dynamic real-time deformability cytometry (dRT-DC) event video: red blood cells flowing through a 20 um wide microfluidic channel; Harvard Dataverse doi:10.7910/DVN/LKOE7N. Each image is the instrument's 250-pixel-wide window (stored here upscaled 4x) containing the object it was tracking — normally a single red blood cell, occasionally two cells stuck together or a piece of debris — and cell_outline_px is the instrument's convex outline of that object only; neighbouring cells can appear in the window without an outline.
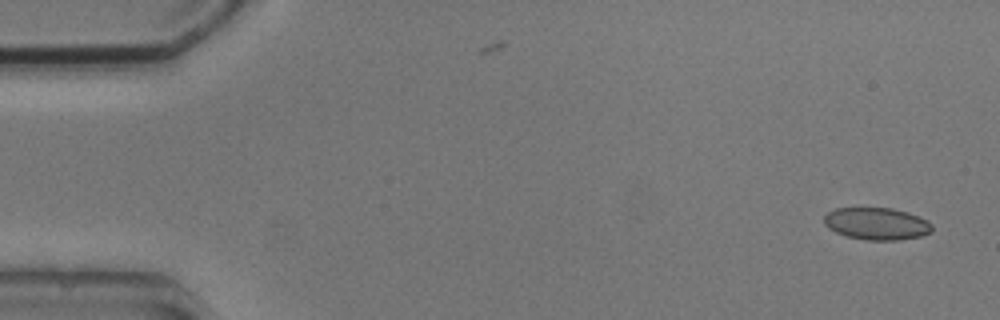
{"species": "common noctule bat (a hibernating species)", "species_latin": "Nyctalus noctula", "temperature_condition": "cold", "stored_images_in_passage": 5, "camera_frame_rate_fps": 3000, "um_per_image_px": 0.085, "animal": {"sex": "male", "body_mass_g": 20.5, "forearm_length_mm": 52.5}, "frame": {"image": 1, "passage_image": 1, "time_ms": 0.0, "image_size_px": [1000, 320], "cell_outline_px": [[932, 232], [924, 236], [900, 240], [868, 240], [848, 236], [836, 232], [828, 228], [824, 224], [824, 216], [828, 212], [836, 208], [892, 208], [908, 212], [920, 216], [928, 220], [932, 224]], "centroid_in_image_um": [74.57, 19.01], "position_along_channel_um": 10.4, "area_um2": 20.46}}